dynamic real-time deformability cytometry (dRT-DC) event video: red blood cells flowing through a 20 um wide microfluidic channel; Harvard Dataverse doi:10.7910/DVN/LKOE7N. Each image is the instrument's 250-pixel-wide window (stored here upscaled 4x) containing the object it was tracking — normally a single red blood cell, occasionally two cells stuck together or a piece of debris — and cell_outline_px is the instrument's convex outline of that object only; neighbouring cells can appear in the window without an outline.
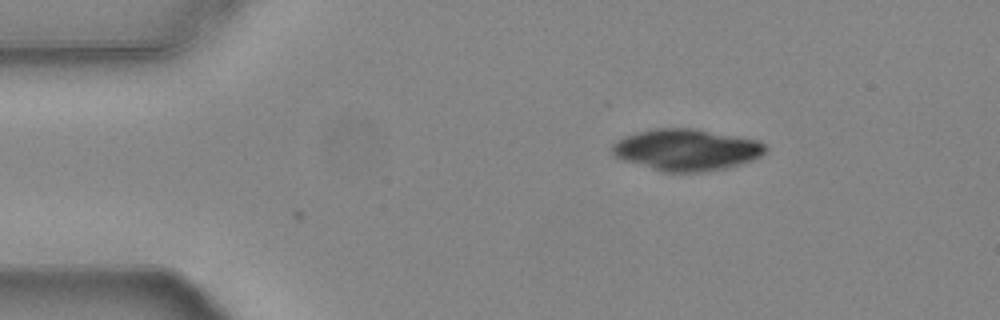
{"species": "common noctule bat (a hibernating species)", "species_latin": "Nyctalus noctula", "temperature_condition": "warm", "stored_images_in_passage": 7, "camera_frame_rate_fps": 3000, "um_per_image_px": 0.085, "animal": {"sex": "female", "body_mass_g": 24.6, "forearm_length_mm": 56.2}, "frame": {"image": 1, "passage_image": 1, "time_ms": 0.0, "image_size_px": [1000, 320], "cell_outline_px": [[768, 148], [760, 156], [752, 160], [724, 168], [704, 172], [664, 172], [624, 160], [616, 156], [612, 152], [612, 144], [624, 136], [636, 132], [656, 128], [696, 128], [756, 140], [764, 144]], "centroid_in_image_um": [58.34, 12.72], "position_along_channel_um": 26.7, "area_um2": 36.88}}